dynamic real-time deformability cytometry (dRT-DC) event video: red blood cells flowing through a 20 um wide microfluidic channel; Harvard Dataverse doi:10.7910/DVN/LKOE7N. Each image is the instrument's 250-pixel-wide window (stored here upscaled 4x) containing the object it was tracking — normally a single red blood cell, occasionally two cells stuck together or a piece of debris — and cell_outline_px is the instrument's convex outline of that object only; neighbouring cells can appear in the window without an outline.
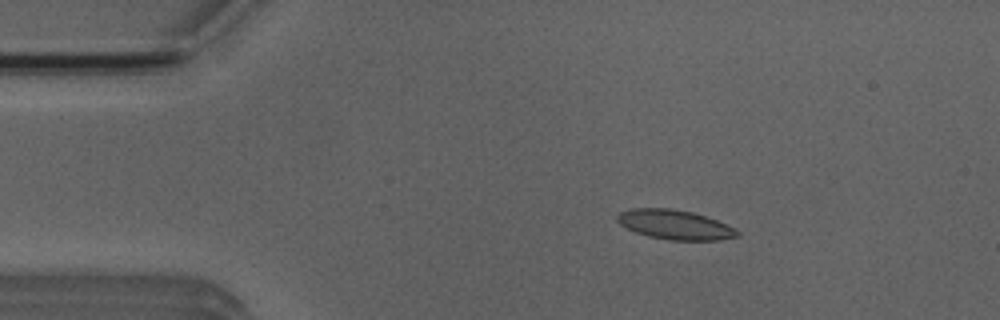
{"species": "Egyptian fruit bat (a non-hibernating species)", "species_latin": "Rousettus aegyptiacus", "temperature_condition": "room temperature", "stored_images_in_passage": 4, "camera_frame_rate_fps": 3000, "um_per_image_px": 0.085, "animal": {"sex": "male"}, "frame": {"image": 1, "passage_image": 2, "time_ms": 1.0, "image_size_px": [1000, 320], "cell_outline_px": [[740, 236], [720, 240], [668, 240], [648, 236], [636, 232], [620, 224], [616, 220], [616, 216], [620, 212], [628, 208], [672, 208], [692, 212], [716, 220], [736, 228], [740, 232]], "centroid_in_image_um": [57.37, 19.09], "position_along_channel_um": 27.6, "area_um2": 20.75}}